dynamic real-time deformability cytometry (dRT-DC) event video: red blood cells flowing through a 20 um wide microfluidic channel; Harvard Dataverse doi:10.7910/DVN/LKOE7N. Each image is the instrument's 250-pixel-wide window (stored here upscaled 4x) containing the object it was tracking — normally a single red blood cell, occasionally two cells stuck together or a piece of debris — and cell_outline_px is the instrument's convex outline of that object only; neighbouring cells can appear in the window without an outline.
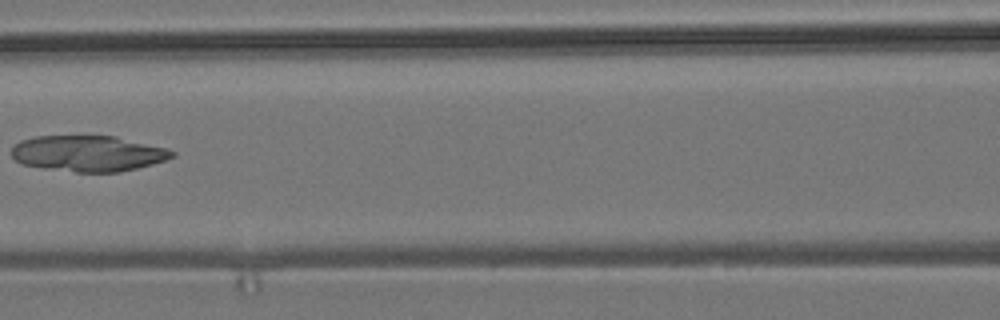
{"species": "common noctule bat (a hibernating species)", "species_latin": "Nyctalus noctula", "temperature_condition": "room temperature", "stored_images_in_passage": 5, "camera_frame_rate_fps": 3000, "um_per_image_px": 0.085, "animal": {"sex": "male", "body_mass_g": 19.2, "forearm_length_mm": 51.8}, "frame": {"image": 1, "passage_image": 4, "time_ms": 4.333, "image_size_px": [1000, 320], "cell_outline_px": [[176, 156], [152, 164], [120, 172], [76, 172], [48, 168], [24, 164], [16, 160], [12, 156], [12, 148], [20, 140], [36, 136], [116, 136], [168, 148], [176, 152]], "centroid_in_image_um": [7.54, 13.03], "position_along_channel_um": 159.1, "area_um2": 33.47}}
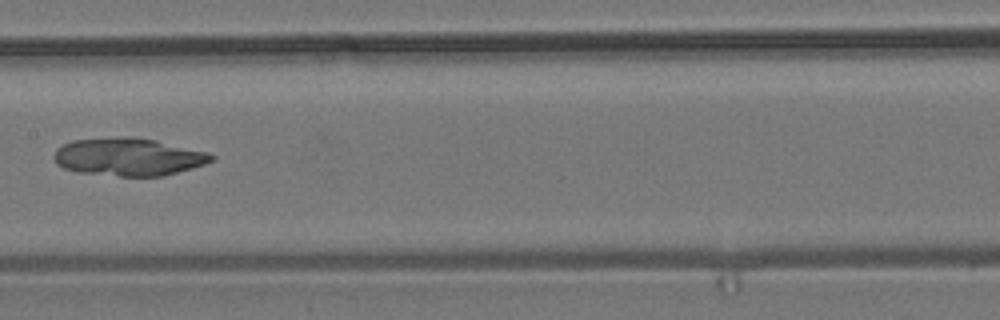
{"frame": {"image": 2, "passage_image": 5, "time_ms": 5.333, "image_size_px": [1000, 320], "cell_outline_px": [[216, 160], [192, 168], [164, 176], [120, 176], [80, 172], [64, 168], [56, 164], [52, 156], [56, 148], [72, 140], [124, 136], [128, 136], [156, 140], [208, 152], [216, 156]], "centroid_in_image_um": [10.93, 13.33], "position_along_channel_um": 196.5, "area_um2": 34.85}}